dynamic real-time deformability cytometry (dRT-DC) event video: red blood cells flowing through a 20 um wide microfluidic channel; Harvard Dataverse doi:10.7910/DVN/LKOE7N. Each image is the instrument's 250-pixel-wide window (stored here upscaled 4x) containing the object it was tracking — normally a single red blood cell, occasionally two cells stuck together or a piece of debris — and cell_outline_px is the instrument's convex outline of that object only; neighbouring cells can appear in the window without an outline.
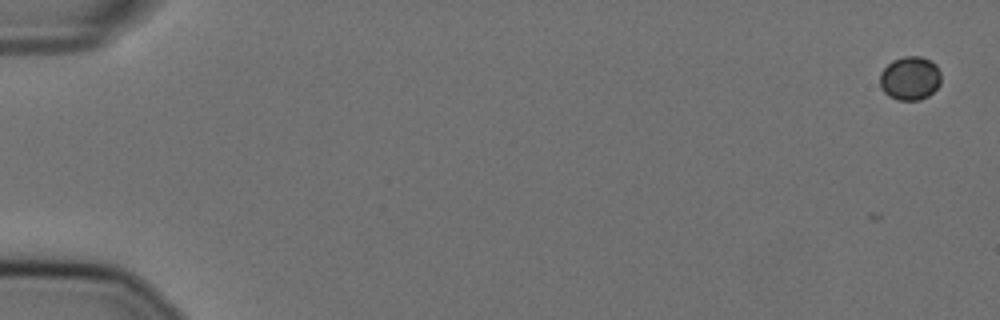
{"species": "Egyptian fruit bat (a non-hibernating species)", "species_latin": "Rousettus aegyptiacus", "temperature_condition": "cold", "stored_images_in_passage": 4, "camera_frame_rate_fps": 3000, "um_per_image_px": 0.085, "animal": {"sex": "female"}, "frame": {"image": 1, "passage_image": 1, "time_ms": 0.0, "image_size_px": [1000, 320], "cell_outline_px": [[940, 84], [928, 96], [920, 100], [896, 100], [888, 96], [880, 88], [880, 72], [892, 60], [904, 56], [920, 56], [936, 64], [940, 72]], "centroid_in_image_um": [77.33, 6.66], "position_along_channel_um": 7.7, "area_um2": 15.66}}